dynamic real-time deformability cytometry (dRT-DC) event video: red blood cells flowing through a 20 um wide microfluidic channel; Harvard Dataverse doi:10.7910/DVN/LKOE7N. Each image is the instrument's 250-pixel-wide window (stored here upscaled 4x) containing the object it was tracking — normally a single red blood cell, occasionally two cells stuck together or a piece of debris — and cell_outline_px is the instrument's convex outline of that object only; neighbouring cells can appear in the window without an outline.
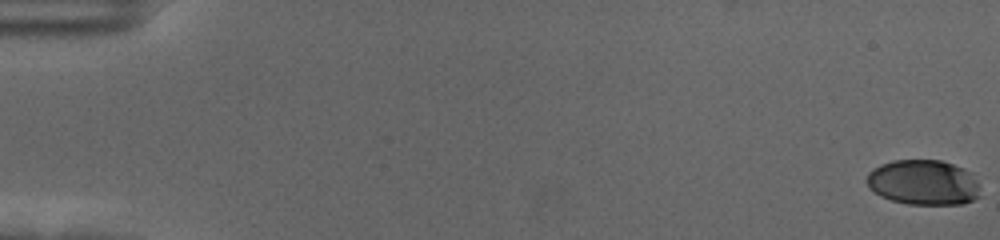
{"species": "human", "species_latin": "Homo sapiens", "temperature_condition": "cold", "stored_images_in_passage": 59, "camera_frame_rate_fps": 3000, "um_per_image_px": 0.085, "donor": {"sex": "female"}, "frame": {"image": 1, "passage_image": 1, "time_ms": 0.0, "image_size_px": [1000, 240], "cell_outline_px": [[980, 196], [964, 204], [908, 204], [892, 200], [880, 196], [868, 188], [868, 172], [872, 168], [880, 164], [892, 160], [940, 160], [964, 168], [972, 172]], "centroid_in_image_um": [78.47, 15.5], "position_along_channel_um": 6.5, "area_um2": 29.88}}
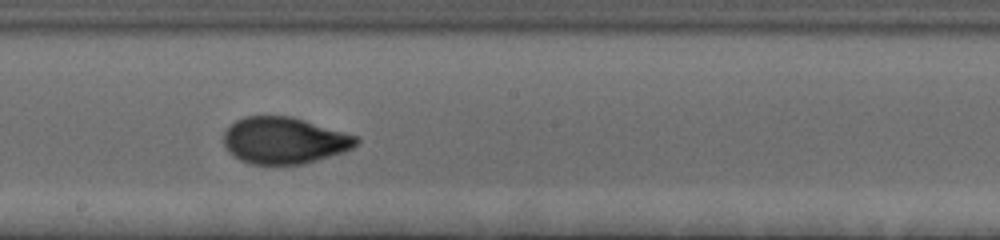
{"frame": {"image": 2, "passage_image": 34, "time_ms": 11.0, "image_size_px": [1000, 240], "cell_outline_px": [[360, 140], [352, 148], [344, 152], [304, 164], [252, 164], [240, 160], [224, 144], [224, 132], [236, 120], [244, 116], [292, 116], [360, 136]], "centroid_in_image_um": [24.22, 11.93], "position_along_channel_um": 224.0, "area_um2": 36.01}}
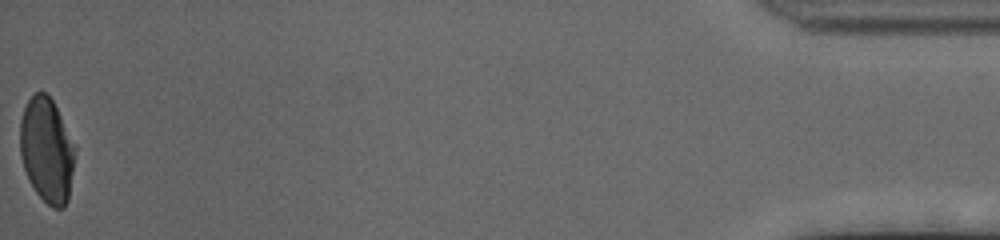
{"frame": {"image": 3, "passage_image": 59, "time_ms": 19.333, "image_size_px": [1000, 240], "cell_outline_px": [[76, 148], [68, 200], [64, 208], [52, 208], [36, 192], [28, 180], [20, 156], [20, 120], [24, 108], [28, 100], [36, 92], [44, 92], [52, 100], [76, 144]], "centroid_in_image_um": [3.98, 12.77], "position_along_channel_um": 431.2, "area_um2": 33.7}, "authors_computed_cell_mechanics": {"area_um2": 34.9112, "velocity_mm_per_s": 3.5573, "shape_relaxation_time_tau1_ms": 4.8226, "shape_relaxation_time_tau2_ms": 1.0693, "deformation_change_tau1": 0.1899, "deformation_change_tau2": 0.0524}}